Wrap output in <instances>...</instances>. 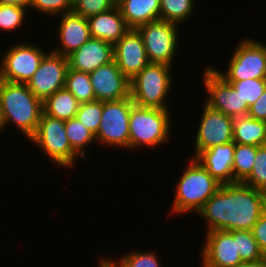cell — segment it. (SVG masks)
I'll return each instance as SVG.
<instances>
[{"instance_id": "22", "label": "cell", "mask_w": 266, "mask_h": 267, "mask_svg": "<svg viewBox=\"0 0 266 267\" xmlns=\"http://www.w3.org/2000/svg\"><path fill=\"white\" fill-rule=\"evenodd\" d=\"M233 142L256 147L266 145V121L256 120L249 116L235 117Z\"/></svg>"}, {"instance_id": "4", "label": "cell", "mask_w": 266, "mask_h": 267, "mask_svg": "<svg viewBox=\"0 0 266 267\" xmlns=\"http://www.w3.org/2000/svg\"><path fill=\"white\" fill-rule=\"evenodd\" d=\"M159 109L132 105L129 116V150L157 148L170 142L172 113ZM155 147V148H154Z\"/></svg>"}, {"instance_id": "28", "label": "cell", "mask_w": 266, "mask_h": 267, "mask_svg": "<svg viewBox=\"0 0 266 267\" xmlns=\"http://www.w3.org/2000/svg\"><path fill=\"white\" fill-rule=\"evenodd\" d=\"M28 8L0 4V31L14 32L23 27L26 20V13Z\"/></svg>"}, {"instance_id": "24", "label": "cell", "mask_w": 266, "mask_h": 267, "mask_svg": "<svg viewBox=\"0 0 266 267\" xmlns=\"http://www.w3.org/2000/svg\"><path fill=\"white\" fill-rule=\"evenodd\" d=\"M65 132L72 149L82 158L88 153L86 148L89 144L96 143L95 135L80 122L77 117L65 120ZM86 151V152H85Z\"/></svg>"}, {"instance_id": "12", "label": "cell", "mask_w": 266, "mask_h": 267, "mask_svg": "<svg viewBox=\"0 0 266 267\" xmlns=\"http://www.w3.org/2000/svg\"><path fill=\"white\" fill-rule=\"evenodd\" d=\"M203 70L202 84L207 94L205 103L233 118L247 116L249 106L238 91L219 76L211 65H206Z\"/></svg>"}, {"instance_id": "19", "label": "cell", "mask_w": 266, "mask_h": 267, "mask_svg": "<svg viewBox=\"0 0 266 267\" xmlns=\"http://www.w3.org/2000/svg\"><path fill=\"white\" fill-rule=\"evenodd\" d=\"M235 143L217 145L202 151L196 159L222 185L233 183V154Z\"/></svg>"}, {"instance_id": "31", "label": "cell", "mask_w": 266, "mask_h": 267, "mask_svg": "<svg viewBox=\"0 0 266 267\" xmlns=\"http://www.w3.org/2000/svg\"><path fill=\"white\" fill-rule=\"evenodd\" d=\"M242 183L258 190L266 186V145L257 147L252 171Z\"/></svg>"}, {"instance_id": "42", "label": "cell", "mask_w": 266, "mask_h": 267, "mask_svg": "<svg viewBox=\"0 0 266 267\" xmlns=\"http://www.w3.org/2000/svg\"><path fill=\"white\" fill-rule=\"evenodd\" d=\"M4 130V123H3V116H2V110H1V104H0V134Z\"/></svg>"}, {"instance_id": "33", "label": "cell", "mask_w": 266, "mask_h": 267, "mask_svg": "<svg viewBox=\"0 0 266 267\" xmlns=\"http://www.w3.org/2000/svg\"><path fill=\"white\" fill-rule=\"evenodd\" d=\"M29 10L55 18L73 10V0H31Z\"/></svg>"}, {"instance_id": "7", "label": "cell", "mask_w": 266, "mask_h": 267, "mask_svg": "<svg viewBox=\"0 0 266 267\" xmlns=\"http://www.w3.org/2000/svg\"><path fill=\"white\" fill-rule=\"evenodd\" d=\"M225 71L212 67L226 82L266 79V44L261 40L244 38L238 41Z\"/></svg>"}, {"instance_id": "41", "label": "cell", "mask_w": 266, "mask_h": 267, "mask_svg": "<svg viewBox=\"0 0 266 267\" xmlns=\"http://www.w3.org/2000/svg\"><path fill=\"white\" fill-rule=\"evenodd\" d=\"M260 197H261V206L262 211L266 212V186L259 189Z\"/></svg>"}, {"instance_id": "21", "label": "cell", "mask_w": 266, "mask_h": 267, "mask_svg": "<svg viewBox=\"0 0 266 267\" xmlns=\"http://www.w3.org/2000/svg\"><path fill=\"white\" fill-rule=\"evenodd\" d=\"M116 5L130 28L160 19V0H119Z\"/></svg>"}, {"instance_id": "9", "label": "cell", "mask_w": 266, "mask_h": 267, "mask_svg": "<svg viewBox=\"0 0 266 267\" xmlns=\"http://www.w3.org/2000/svg\"><path fill=\"white\" fill-rule=\"evenodd\" d=\"M133 104L131 97L117 101H102L101 121L95 136L98 144L129 149V116Z\"/></svg>"}, {"instance_id": "10", "label": "cell", "mask_w": 266, "mask_h": 267, "mask_svg": "<svg viewBox=\"0 0 266 267\" xmlns=\"http://www.w3.org/2000/svg\"><path fill=\"white\" fill-rule=\"evenodd\" d=\"M4 52L0 59V80L27 84L49 51L24 40L10 45Z\"/></svg>"}, {"instance_id": "36", "label": "cell", "mask_w": 266, "mask_h": 267, "mask_svg": "<svg viewBox=\"0 0 266 267\" xmlns=\"http://www.w3.org/2000/svg\"><path fill=\"white\" fill-rule=\"evenodd\" d=\"M251 232L257 241L262 256L266 258V212L261 213Z\"/></svg>"}, {"instance_id": "23", "label": "cell", "mask_w": 266, "mask_h": 267, "mask_svg": "<svg viewBox=\"0 0 266 267\" xmlns=\"http://www.w3.org/2000/svg\"><path fill=\"white\" fill-rule=\"evenodd\" d=\"M80 102L66 88L56 91L43 101V113L45 115L68 120L76 117Z\"/></svg>"}, {"instance_id": "30", "label": "cell", "mask_w": 266, "mask_h": 267, "mask_svg": "<svg viewBox=\"0 0 266 267\" xmlns=\"http://www.w3.org/2000/svg\"><path fill=\"white\" fill-rule=\"evenodd\" d=\"M102 115V101L80 103L76 113L77 119L82 122L95 136L97 135Z\"/></svg>"}, {"instance_id": "35", "label": "cell", "mask_w": 266, "mask_h": 267, "mask_svg": "<svg viewBox=\"0 0 266 267\" xmlns=\"http://www.w3.org/2000/svg\"><path fill=\"white\" fill-rule=\"evenodd\" d=\"M116 6L114 0H73V12L89 18Z\"/></svg>"}, {"instance_id": "39", "label": "cell", "mask_w": 266, "mask_h": 267, "mask_svg": "<svg viewBox=\"0 0 266 267\" xmlns=\"http://www.w3.org/2000/svg\"><path fill=\"white\" fill-rule=\"evenodd\" d=\"M31 0H0V4L15 5L29 9Z\"/></svg>"}, {"instance_id": "6", "label": "cell", "mask_w": 266, "mask_h": 267, "mask_svg": "<svg viewBox=\"0 0 266 267\" xmlns=\"http://www.w3.org/2000/svg\"><path fill=\"white\" fill-rule=\"evenodd\" d=\"M28 141L38 146L39 151L58 168L74 169L77 160H83L69 143L65 132V120L42 113L37 129Z\"/></svg>"}, {"instance_id": "16", "label": "cell", "mask_w": 266, "mask_h": 267, "mask_svg": "<svg viewBox=\"0 0 266 267\" xmlns=\"http://www.w3.org/2000/svg\"><path fill=\"white\" fill-rule=\"evenodd\" d=\"M98 101H117L130 97V80L113 60L89 73Z\"/></svg>"}, {"instance_id": "32", "label": "cell", "mask_w": 266, "mask_h": 267, "mask_svg": "<svg viewBox=\"0 0 266 267\" xmlns=\"http://www.w3.org/2000/svg\"><path fill=\"white\" fill-rule=\"evenodd\" d=\"M238 91L243 101L251 106L266 89V79H247L236 82H227Z\"/></svg>"}, {"instance_id": "15", "label": "cell", "mask_w": 266, "mask_h": 267, "mask_svg": "<svg viewBox=\"0 0 266 267\" xmlns=\"http://www.w3.org/2000/svg\"><path fill=\"white\" fill-rule=\"evenodd\" d=\"M114 61L121 72L133 79L150 62L144 47L143 39L137 29H129L113 45Z\"/></svg>"}, {"instance_id": "18", "label": "cell", "mask_w": 266, "mask_h": 267, "mask_svg": "<svg viewBox=\"0 0 266 267\" xmlns=\"http://www.w3.org/2000/svg\"><path fill=\"white\" fill-rule=\"evenodd\" d=\"M67 59L69 68L90 73L114 60L113 44L90 38L79 49L67 56Z\"/></svg>"}, {"instance_id": "37", "label": "cell", "mask_w": 266, "mask_h": 267, "mask_svg": "<svg viewBox=\"0 0 266 267\" xmlns=\"http://www.w3.org/2000/svg\"><path fill=\"white\" fill-rule=\"evenodd\" d=\"M247 116L256 120L266 121V89L256 102L249 106Z\"/></svg>"}, {"instance_id": "27", "label": "cell", "mask_w": 266, "mask_h": 267, "mask_svg": "<svg viewBox=\"0 0 266 267\" xmlns=\"http://www.w3.org/2000/svg\"><path fill=\"white\" fill-rule=\"evenodd\" d=\"M256 152V146L235 144L232 164L233 183L243 182L250 175Z\"/></svg>"}, {"instance_id": "25", "label": "cell", "mask_w": 266, "mask_h": 267, "mask_svg": "<svg viewBox=\"0 0 266 267\" xmlns=\"http://www.w3.org/2000/svg\"><path fill=\"white\" fill-rule=\"evenodd\" d=\"M196 3L195 0H160V19L181 26L194 15Z\"/></svg>"}, {"instance_id": "38", "label": "cell", "mask_w": 266, "mask_h": 267, "mask_svg": "<svg viewBox=\"0 0 266 267\" xmlns=\"http://www.w3.org/2000/svg\"><path fill=\"white\" fill-rule=\"evenodd\" d=\"M98 262L97 267H122L118 261H114V259L108 258V256L103 258L101 257Z\"/></svg>"}, {"instance_id": "13", "label": "cell", "mask_w": 266, "mask_h": 267, "mask_svg": "<svg viewBox=\"0 0 266 267\" xmlns=\"http://www.w3.org/2000/svg\"><path fill=\"white\" fill-rule=\"evenodd\" d=\"M200 250L201 267H237L243 265L237 251V231L205 232Z\"/></svg>"}, {"instance_id": "26", "label": "cell", "mask_w": 266, "mask_h": 267, "mask_svg": "<svg viewBox=\"0 0 266 267\" xmlns=\"http://www.w3.org/2000/svg\"><path fill=\"white\" fill-rule=\"evenodd\" d=\"M65 88L70 91L80 103L96 100L90 81V75L68 67Z\"/></svg>"}, {"instance_id": "40", "label": "cell", "mask_w": 266, "mask_h": 267, "mask_svg": "<svg viewBox=\"0 0 266 267\" xmlns=\"http://www.w3.org/2000/svg\"><path fill=\"white\" fill-rule=\"evenodd\" d=\"M237 267H266V258H263L257 262L244 263L243 265Z\"/></svg>"}, {"instance_id": "1", "label": "cell", "mask_w": 266, "mask_h": 267, "mask_svg": "<svg viewBox=\"0 0 266 267\" xmlns=\"http://www.w3.org/2000/svg\"><path fill=\"white\" fill-rule=\"evenodd\" d=\"M262 212L259 190L235 182L221 185L196 215L205 220L206 232L251 231Z\"/></svg>"}, {"instance_id": "11", "label": "cell", "mask_w": 266, "mask_h": 267, "mask_svg": "<svg viewBox=\"0 0 266 267\" xmlns=\"http://www.w3.org/2000/svg\"><path fill=\"white\" fill-rule=\"evenodd\" d=\"M200 117L190 158H196L204 150L233 141V117L211 108L205 102Z\"/></svg>"}, {"instance_id": "14", "label": "cell", "mask_w": 266, "mask_h": 267, "mask_svg": "<svg viewBox=\"0 0 266 267\" xmlns=\"http://www.w3.org/2000/svg\"><path fill=\"white\" fill-rule=\"evenodd\" d=\"M68 59L51 50L43 57L38 69L27 82L30 91L44 101L56 91L65 88Z\"/></svg>"}, {"instance_id": "17", "label": "cell", "mask_w": 266, "mask_h": 267, "mask_svg": "<svg viewBox=\"0 0 266 267\" xmlns=\"http://www.w3.org/2000/svg\"><path fill=\"white\" fill-rule=\"evenodd\" d=\"M56 19L59 20L57 39L60 47H53V53L67 57L91 38L87 18L71 11Z\"/></svg>"}, {"instance_id": "5", "label": "cell", "mask_w": 266, "mask_h": 267, "mask_svg": "<svg viewBox=\"0 0 266 267\" xmlns=\"http://www.w3.org/2000/svg\"><path fill=\"white\" fill-rule=\"evenodd\" d=\"M174 66L149 63L130 80V97L141 107L170 109L167 97L172 91Z\"/></svg>"}, {"instance_id": "8", "label": "cell", "mask_w": 266, "mask_h": 267, "mask_svg": "<svg viewBox=\"0 0 266 267\" xmlns=\"http://www.w3.org/2000/svg\"><path fill=\"white\" fill-rule=\"evenodd\" d=\"M180 25L161 19L138 26L150 63L173 66L179 49ZM178 46V47H177Z\"/></svg>"}, {"instance_id": "2", "label": "cell", "mask_w": 266, "mask_h": 267, "mask_svg": "<svg viewBox=\"0 0 266 267\" xmlns=\"http://www.w3.org/2000/svg\"><path fill=\"white\" fill-rule=\"evenodd\" d=\"M0 104L4 129L12 123L29 140L43 113V101L30 91L27 84L0 80Z\"/></svg>"}, {"instance_id": "34", "label": "cell", "mask_w": 266, "mask_h": 267, "mask_svg": "<svg viewBox=\"0 0 266 267\" xmlns=\"http://www.w3.org/2000/svg\"><path fill=\"white\" fill-rule=\"evenodd\" d=\"M158 257L155 250L152 251H132L128 254H123L120 259H118V263L122 267H161V260ZM160 262V263H159Z\"/></svg>"}, {"instance_id": "29", "label": "cell", "mask_w": 266, "mask_h": 267, "mask_svg": "<svg viewBox=\"0 0 266 267\" xmlns=\"http://www.w3.org/2000/svg\"><path fill=\"white\" fill-rule=\"evenodd\" d=\"M237 251L243 263L257 262L264 258L251 231H237Z\"/></svg>"}, {"instance_id": "20", "label": "cell", "mask_w": 266, "mask_h": 267, "mask_svg": "<svg viewBox=\"0 0 266 267\" xmlns=\"http://www.w3.org/2000/svg\"><path fill=\"white\" fill-rule=\"evenodd\" d=\"M91 38L115 44L131 29L122 17L119 7L87 18Z\"/></svg>"}, {"instance_id": "3", "label": "cell", "mask_w": 266, "mask_h": 267, "mask_svg": "<svg viewBox=\"0 0 266 267\" xmlns=\"http://www.w3.org/2000/svg\"><path fill=\"white\" fill-rule=\"evenodd\" d=\"M187 160V167L175 186V197L170 207V214L177 216L198 213L222 185L196 158L189 157Z\"/></svg>"}]
</instances>
